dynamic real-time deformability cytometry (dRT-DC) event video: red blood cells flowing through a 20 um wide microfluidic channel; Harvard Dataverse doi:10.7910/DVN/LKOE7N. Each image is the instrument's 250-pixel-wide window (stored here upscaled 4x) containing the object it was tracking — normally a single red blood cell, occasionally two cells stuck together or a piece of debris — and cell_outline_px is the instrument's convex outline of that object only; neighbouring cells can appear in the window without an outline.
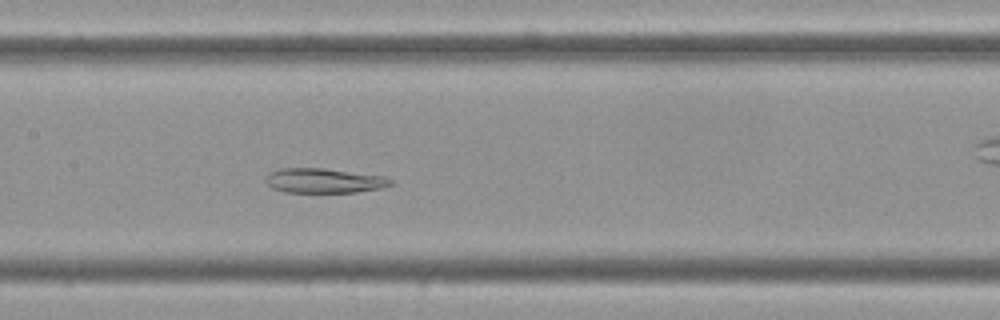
{"species": "Egyptian fruit bat (a non-hibernating species)", "species_latin": "Rousettus aegyptiacus", "temperature_condition": "cold", "stored_images_in_passage": 55, "camera_frame_rate_fps": 3000, "um_per_image_px": 0.085, "frame": {"image": 1, "passage_image": 25, "time_ms": 8.0, "image_size_px": [1000, 320], "cell_outline_px": [[396, 184], [384, 188], [356, 192], [284, 192], [272, 188], [264, 180], [268, 172], [280, 168], [324, 168], [384, 176], [392, 180]], "centroid_in_image_um": [27.56, 15.35], "position_along_channel_um": 179.8, "area_um2": 18.21}}
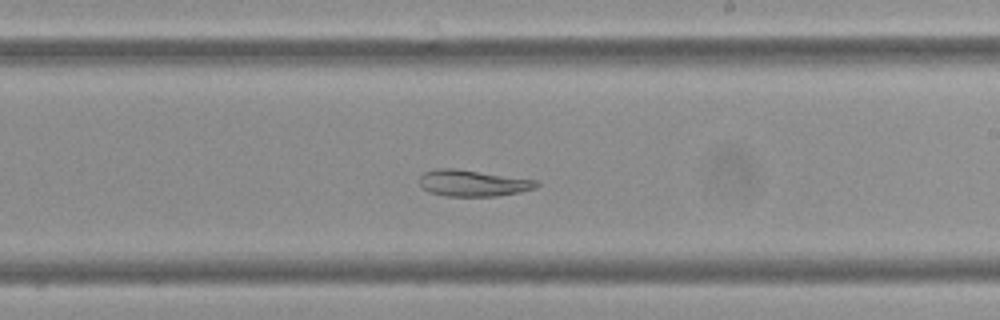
{"frame": {"image": 2, "passage_image": 31, "time_ms": 10.0, "image_size_px": [1000, 320], "cell_outline_px": [[540, 184], [536, 188], [520, 192], [496, 196], [444, 196], [428, 192], [420, 184], [420, 176], [424, 172], [436, 168], [456, 168], [536, 180]], "centroid_in_image_um": [40.18, 15.56], "position_along_channel_um": 248.8, "area_um2": 18.03}}
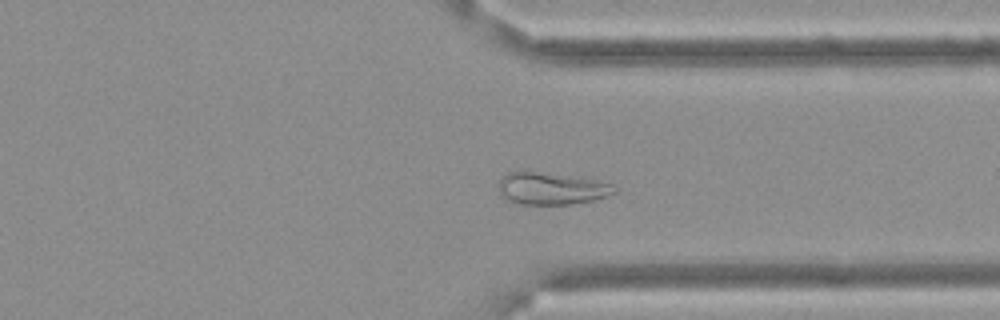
{"frame": {"image": 3, "passage_image": 41, "time_ms": 13.333, "image_size_px": [1000, 320], "cell_outline_px": [[620, 188], [616, 192], [608, 196], [596, 200], [572, 204], [520, 204], [508, 200], [500, 196], [500, 180], [508, 172], [532, 172], [600, 180], [612, 184]], "centroid_in_image_um": [46.95, 16.05], "position_along_channel_um": 364.4, "area_um2": 21.5}, "authors_computed_cell_mechanics": {"area_um2": 25.4898, "velocity_mm_per_s": 3.4624, "shape_relaxation_time_tau1_ms": null, "shape_relaxation_time_tau2_ms": 1.6028, "deformation_change_tau1": null, "deformation_change_tau2": 0.0363}}